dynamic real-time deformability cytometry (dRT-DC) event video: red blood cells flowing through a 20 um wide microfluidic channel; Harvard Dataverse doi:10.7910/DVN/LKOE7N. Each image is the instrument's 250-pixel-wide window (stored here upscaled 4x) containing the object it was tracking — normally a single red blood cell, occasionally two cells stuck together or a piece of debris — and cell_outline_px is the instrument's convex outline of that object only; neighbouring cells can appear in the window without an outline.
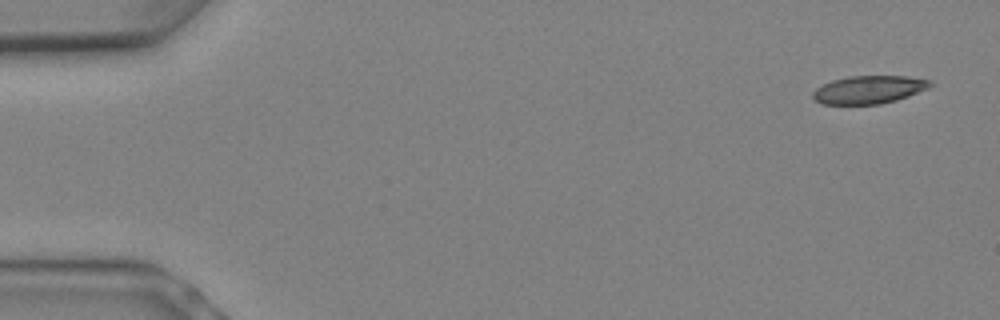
{"species": "Egyptian fruit bat (a non-hibernating species)", "species_latin": "Rousettus aegyptiacus", "temperature_condition": "warm", "stored_images_in_passage": 8, "camera_frame_rate_fps": 3000, "um_per_image_px": 0.085, "animal": {"sex": "female"}, "frame": {"image": 1, "passage_image": 1, "time_ms": 0.0, "image_size_px": [1000, 320], "cell_outline_px": [[932, 84], [928, 88], [908, 96], [896, 100], [880, 104], [820, 104], [812, 96], [812, 92], [816, 88], [832, 80], [848, 76], [908, 76], [932, 80]], "centroid_in_image_um": [73.85, 7.61], "position_along_channel_um": 11.1, "area_um2": 19.13}}
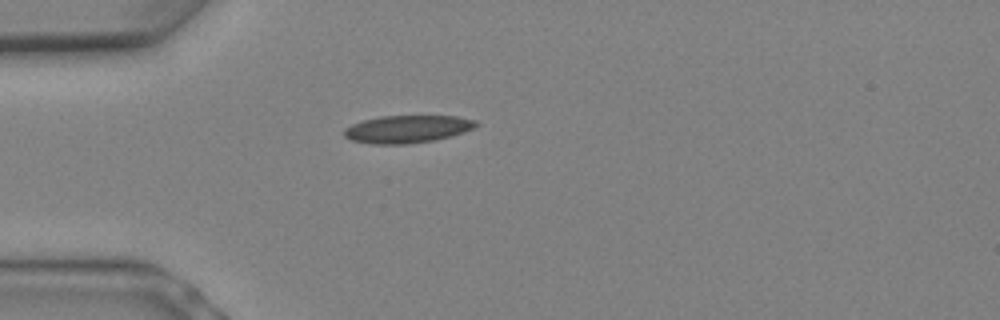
{"frame": {"image": 2, "passage_image": 6, "time_ms": 1.667, "image_size_px": [1000, 320], "cell_outline_px": [[480, 124], [464, 132], [452, 136], [436, 140], [404, 144], [372, 144], [352, 140], [344, 136], [344, 128], [352, 124], [364, 120], [380, 116], [456, 116], [476, 120]], "centroid_in_image_um": [34.63, 10.97], "position_along_channel_um": 50.4, "area_um2": 21.21}}
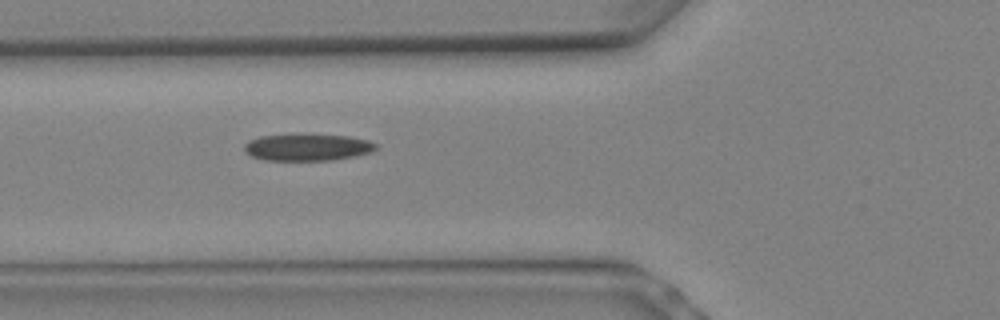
{"frame": {"image": 3, "passage_image": 8, "time_ms": 2.333, "image_size_px": [1000, 320], "cell_outline_px": [[380, 148], [372, 152], [332, 160], [264, 160], [252, 156], [244, 152], [244, 144], [248, 140], [260, 136], [348, 136], [368, 140], [376, 144]], "centroid_in_image_um": [26.13, 12.55], "position_along_channel_um": 99.7, "area_um2": 20.06}}